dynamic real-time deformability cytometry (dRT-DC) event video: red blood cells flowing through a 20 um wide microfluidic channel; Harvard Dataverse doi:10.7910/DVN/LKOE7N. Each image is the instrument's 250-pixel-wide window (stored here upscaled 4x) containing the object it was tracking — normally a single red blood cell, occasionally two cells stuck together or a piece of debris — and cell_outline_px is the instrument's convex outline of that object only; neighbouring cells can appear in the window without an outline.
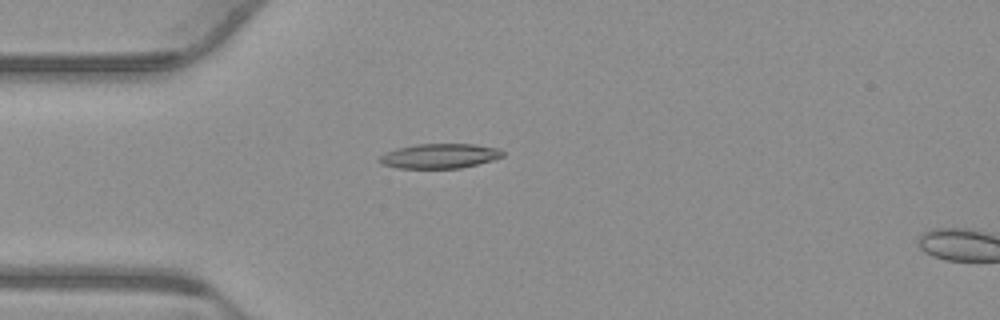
{"species": "common noctule bat (a hibernating species)", "species_latin": "Nyctalus noctula", "temperature_condition": "warm", "stored_images_in_passage": 17, "camera_frame_rate_fps": 3000, "um_per_image_px": 0.085, "animal": {"sex": "male", "body_mass_g": 23.1, "forearm_length_mm": 52.7}, "frame": {"image": 1, "passage_image": 15, "time_ms": 4.667, "image_size_px": [1000, 320], "cell_outline_px": [[504, 156], [492, 160], [460, 168], [396, 168], [380, 164], [376, 160], [380, 156], [396, 148], [416, 144], [476, 144], [500, 148], [504, 152]], "centroid_in_image_um": [37.36, 13.25], "position_along_channel_um": 47.6, "area_um2": 17.86}}